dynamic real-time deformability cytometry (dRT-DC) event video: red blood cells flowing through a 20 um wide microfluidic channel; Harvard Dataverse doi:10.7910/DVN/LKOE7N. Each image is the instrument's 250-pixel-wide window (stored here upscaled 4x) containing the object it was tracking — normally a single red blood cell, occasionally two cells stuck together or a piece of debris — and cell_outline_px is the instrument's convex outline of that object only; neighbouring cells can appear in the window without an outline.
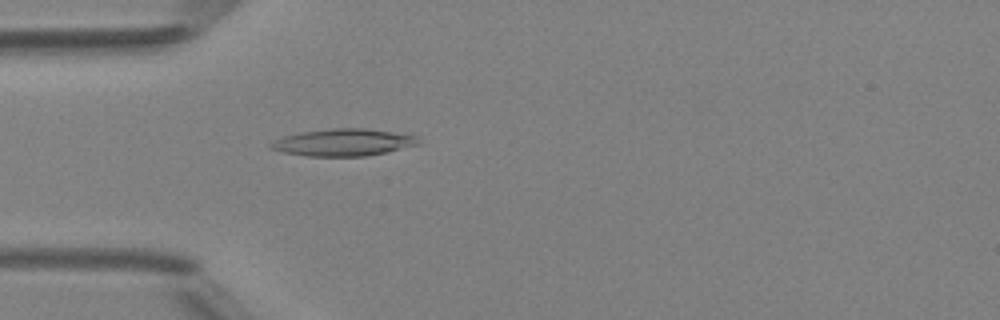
{"species": "Egyptian fruit bat (a non-hibernating species)", "species_latin": "Rousettus aegyptiacus", "temperature_condition": "room temperature", "stored_images_in_passage": 48, "camera_frame_rate_fps": 3000, "um_per_image_px": 0.085, "animal": {"sex": "female"}, "frame": {"image": 1, "passage_image": 14, "time_ms": 4.333, "image_size_px": [1000, 320], "cell_outline_px": [[420, 144], [384, 152], [364, 156], [308, 156], [284, 152], [268, 148], [268, 144], [284, 136], [304, 132], [332, 128], [364, 128], [416, 136]], "centroid_in_image_um": [29.14, 12.1], "position_along_channel_um": 55.9, "area_um2": 22.83}}
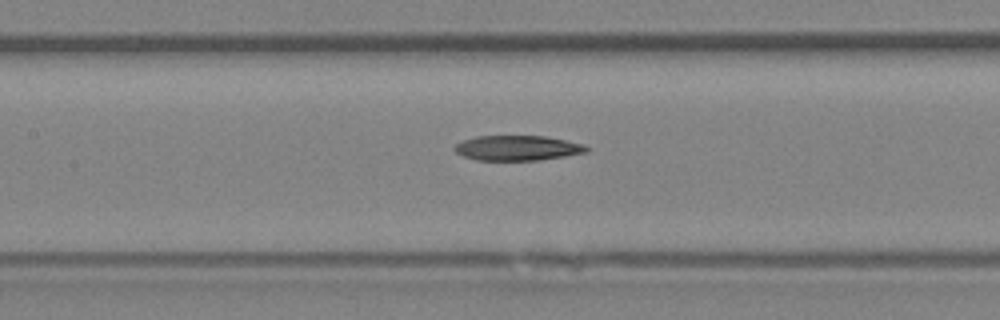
{"frame": {"image": 2, "passage_image": 22, "time_ms": 7.0, "image_size_px": [1000, 320], "cell_outline_px": [[588, 152], [540, 160], [476, 160], [464, 156], [456, 152], [452, 148], [456, 144], [464, 140], [476, 136], [544, 136], [584, 144], [588, 148]], "centroid_in_image_um": [43.97, 12.58], "position_along_channel_um": 163.4, "area_um2": 19.13}}
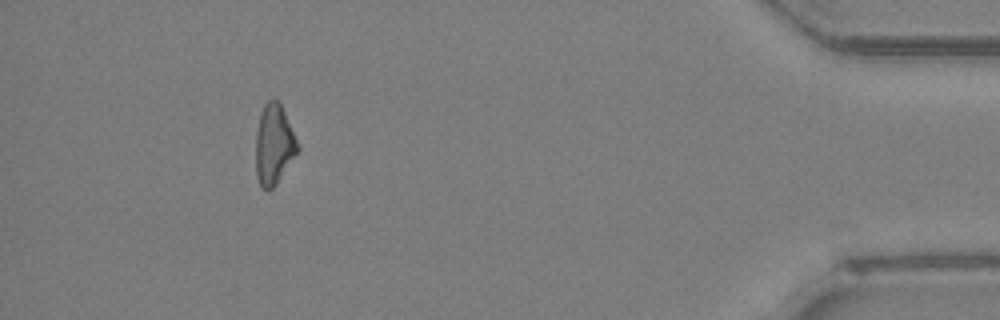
{"frame": {"image": 3, "passage_image": 44, "time_ms": 14.333, "image_size_px": [1000, 320], "cell_outline_px": [[300, 148], [276, 184], [268, 192], [260, 184], [256, 176], [256, 132], [260, 112], [264, 104], [268, 100], [280, 100]], "centroid_in_image_um": [23.27, 12.26], "position_along_channel_um": 411.9, "area_um2": 19.54}}